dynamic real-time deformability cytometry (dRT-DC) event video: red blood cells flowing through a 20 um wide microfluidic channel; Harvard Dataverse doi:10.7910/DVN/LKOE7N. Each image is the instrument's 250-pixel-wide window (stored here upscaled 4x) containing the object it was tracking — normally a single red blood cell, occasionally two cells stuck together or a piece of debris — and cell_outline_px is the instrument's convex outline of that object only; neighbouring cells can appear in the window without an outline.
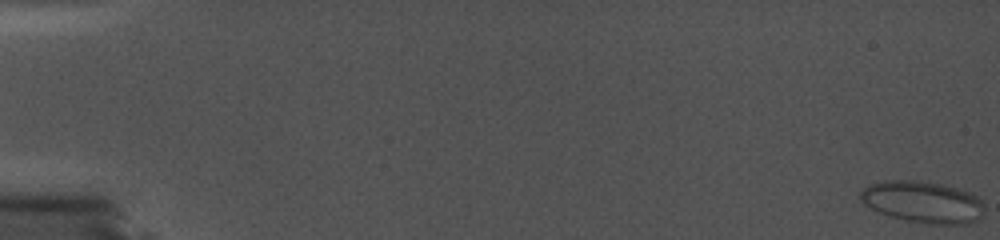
{"species": "common noctule bat (a hibernating species)", "species_latin": "Nyctalus noctula", "temperature_condition": "cold", "stored_images_in_passage": 95, "camera_frame_rate_fps": 5000, "um_per_image_px": 0.085, "animal": {"sex": "female", "body_mass_g": 19.0, "forearm_length_mm": 56.7}, "frame": {"image": 1, "passage_image": 1, "time_ms": 0.0, "image_size_px": [1000, 240], "cell_outline_px": [[976, 192], [972, 200], [952, 224], [916, 224], [900, 220], [880, 212], [868, 204], [864, 200], [864, 192], [872, 184], [880, 180], [924, 180], [948, 184], [964, 188]], "centroid_in_image_um": [78.11, 17.06], "position_along_channel_um": 6.9, "area_um2": 27.17}}
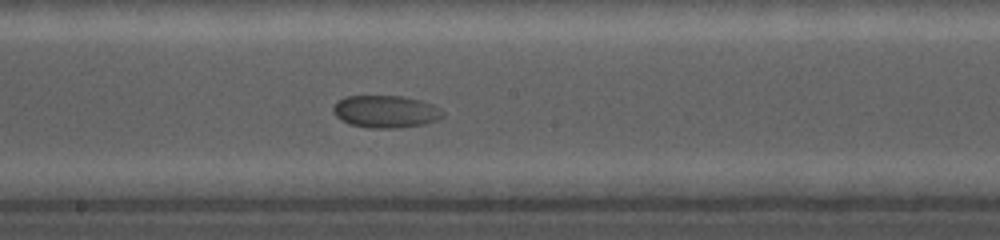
{"frame": {"image": 2, "passage_image": 59, "time_ms": 11.6, "image_size_px": [1000, 240], "cell_outline_px": [[444, 116], [436, 120], [424, 124], [396, 128], [368, 128], [348, 124], [340, 120], [332, 112], [332, 108], [336, 100], [344, 96], [400, 96], [420, 100], [432, 104], [440, 108], [444, 112]], "centroid_in_image_um": [32.73, 9.48], "position_along_channel_um": 215.5, "area_um2": 20.92}}
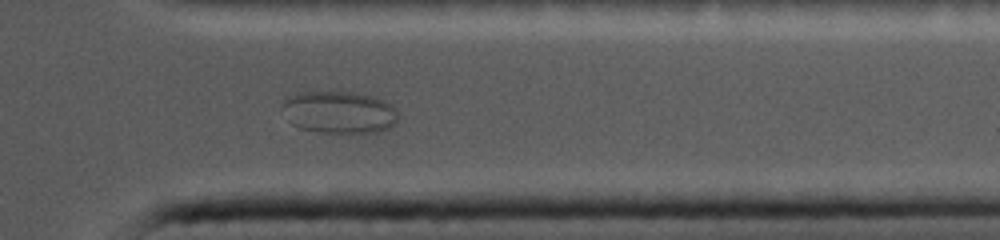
{"frame": {"image": 3, "passage_image": 83, "time_ms": 16.4, "image_size_px": [1000, 240], "cell_outline_px": [[396, 124], [380, 132], [320, 132], [300, 128], [292, 124], [280, 108], [284, 100], [288, 96], [296, 92], [352, 92], [372, 96], [384, 100], [392, 104], [396, 108]], "centroid_in_image_um": [28.81, 9.53], "position_along_channel_um": 382.6, "area_um2": 28.61}}